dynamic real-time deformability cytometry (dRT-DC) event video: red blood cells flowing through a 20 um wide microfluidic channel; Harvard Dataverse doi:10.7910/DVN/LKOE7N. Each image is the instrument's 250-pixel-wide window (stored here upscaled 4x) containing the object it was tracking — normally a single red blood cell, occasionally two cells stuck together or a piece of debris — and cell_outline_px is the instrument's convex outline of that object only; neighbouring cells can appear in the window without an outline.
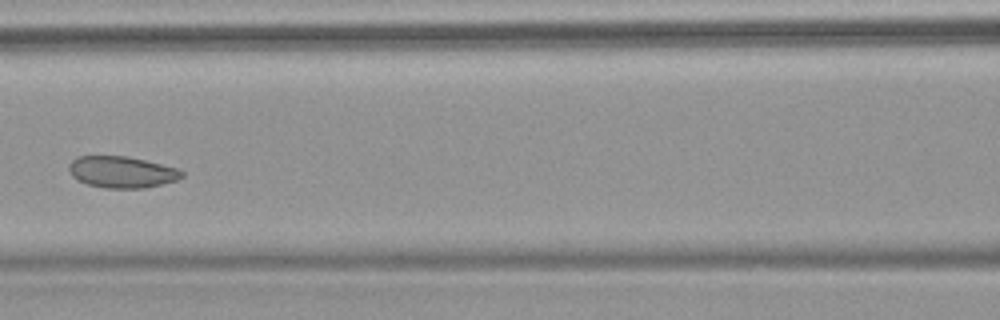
{"species": "common noctule bat (a hibernating species)", "species_latin": "Nyctalus noctula", "temperature_condition": "warm", "stored_images_in_passage": 8, "camera_frame_rate_fps": 3000, "um_per_image_px": 0.085, "animal": {"sex": "female", "body_mass_g": 18.4}, "frame": {"image": 1, "passage_image": 7, "time_ms": 7.333, "image_size_px": [1000, 320], "cell_outline_px": [[184, 176], [176, 180], [144, 188], [104, 188], [88, 184], [72, 176], [68, 168], [68, 164], [76, 156], [128, 156], [176, 168], [184, 172]], "centroid_in_image_um": [10.33, 14.62], "position_along_channel_um": 156.3, "area_um2": 20.58}}
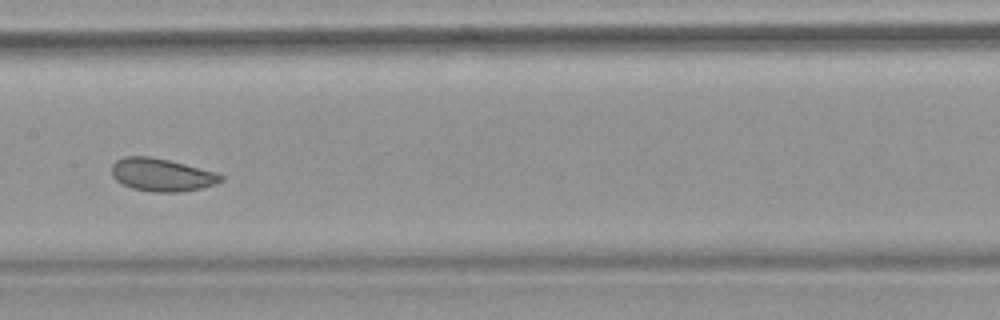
{"frame": {"image": 2, "passage_image": 8, "time_ms": 8.333, "image_size_px": [1000, 320], "cell_outline_px": [[224, 180], [216, 184], [200, 188], [180, 192], [152, 192], [132, 188], [120, 184], [112, 176], [112, 164], [116, 160], [124, 156], [148, 156], [168, 160], [216, 172], [224, 176]], "centroid_in_image_um": [13.73, 14.86], "position_along_channel_um": 193.7, "area_um2": 20.98}}